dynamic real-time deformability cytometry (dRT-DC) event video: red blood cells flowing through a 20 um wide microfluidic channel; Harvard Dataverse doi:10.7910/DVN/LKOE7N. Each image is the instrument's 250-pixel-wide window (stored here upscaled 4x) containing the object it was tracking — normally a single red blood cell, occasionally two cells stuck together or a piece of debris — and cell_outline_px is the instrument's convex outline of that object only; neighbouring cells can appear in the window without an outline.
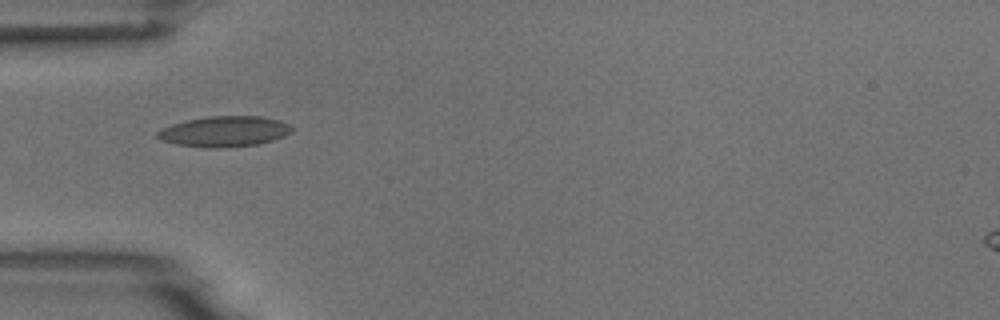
{"species": "common noctule bat (a hibernating species)", "species_latin": "Nyctalus noctula", "temperature_condition": "room temperature", "stored_images_in_passage": 8, "camera_frame_rate_fps": 3000, "um_per_image_px": 0.085, "animal": {"sex": "male", "body_mass_g": 18.8}, "frame": {"image": 1, "passage_image": 5, "time_ms": 4.667, "image_size_px": [1000, 320], "cell_outline_px": [[296, 128], [292, 132], [284, 136], [260, 144], [228, 148], [208, 148], [176, 144], [160, 140], [156, 136], [156, 132], [172, 124], [188, 120], [208, 116], [260, 116], [280, 120]], "centroid_in_image_um": [19.11, 11.18], "position_along_channel_um": 65.9, "area_um2": 24.16}}